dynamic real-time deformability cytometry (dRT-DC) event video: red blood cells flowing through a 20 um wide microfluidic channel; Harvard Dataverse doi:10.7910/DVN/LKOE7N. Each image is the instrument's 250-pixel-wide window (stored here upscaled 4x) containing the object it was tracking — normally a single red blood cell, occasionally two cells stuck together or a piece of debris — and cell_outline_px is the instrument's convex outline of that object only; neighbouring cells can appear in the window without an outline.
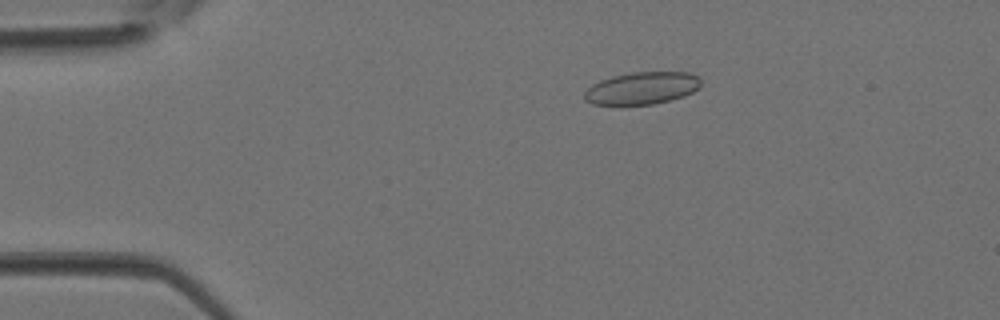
{"species": "Egyptian fruit bat (a non-hibernating species)", "species_latin": "Rousettus aegyptiacus", "temperature_condition": "room temperature", "stored_images_in_passage": 3, "camera_frame_rate_fps": 3000, "um_per_image_px": 0.085, "animal": {"sex": "female"}, "frame": {"image": 1, "passage_image": 2, "time_ms": 0.333, "image_size_px": [1000, 320], "cell_outline_px": [[700, 88], [684, 96], [652, 104], [592, 104], [584, 100], [584, 92], [592, 84], [600, 80], [612, 76], [632, 72], [688, 72], [700, 76]], "centroid_in_image_um": [54.57, 7.48], "position_along_channel_um": 30.4, "area_um2": 21.91}}